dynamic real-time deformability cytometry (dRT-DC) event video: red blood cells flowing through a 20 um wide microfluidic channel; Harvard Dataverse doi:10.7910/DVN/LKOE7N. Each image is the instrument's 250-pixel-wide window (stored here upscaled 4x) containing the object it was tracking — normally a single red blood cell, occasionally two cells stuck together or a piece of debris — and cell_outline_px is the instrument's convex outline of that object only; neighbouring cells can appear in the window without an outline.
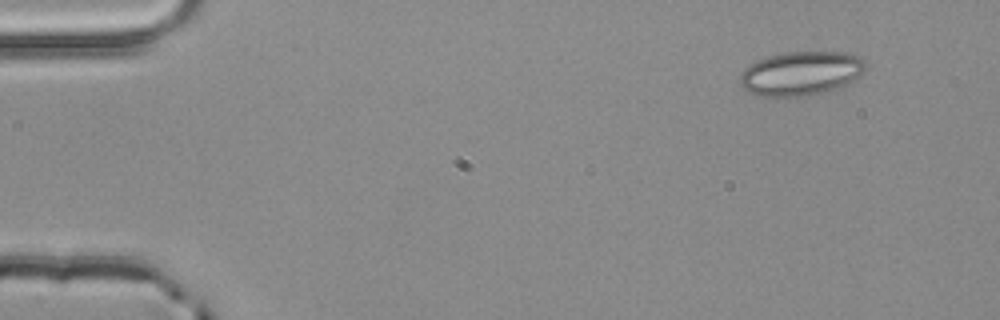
{"species": "common noctule bat (a hibernating species)", "species_latin": "Nyctalus noctula", "temperature_condition": "room temperature", "stored_images_in_passage": 4, "camera_frame_rate_fps": 3000, "um_per_image_px": 0.085, "animal": {"sex": "male", "body_mass_g": 20.4}, "frame": {"image": 1, "passage_image": 1, "time_ms": 0.0, "image_size_px": [1000, 320], "cell_outline_px": [[864, 72], [860, 76], [848, 84], [824, 92], [800, 96], [760, 96], [748, 92], [740, 84], [740, 72], [748, 64], [756, 60], [768, 56], [784, 52], [848, 52], [860, 56], [864, 60]], "centroid_in_image_um": [68.07, 6.22], "position_along_channel_um": 16.9, "area_um2": 32.43}}
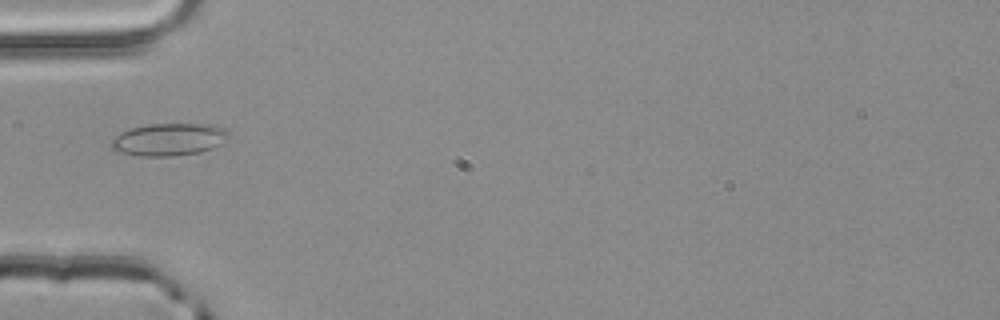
{"frame": {"image": 2, "passage_image": 4, "time_ms": 1.0, "image_size_px": [1000, 320], "cell_outline_px": [[228, 136], [212, 148], [200, 152], [172, 156], [140, 156], [116, 152], [112, 148], [112, 140], [120, 132], [132, 128], [148, 124], [208, 124], [224, 128], [228, 132]], "centroid_in_image_um": [14.31, 11.86], "position_along_channel_um": 70.7, "area_um2": 21.91}}